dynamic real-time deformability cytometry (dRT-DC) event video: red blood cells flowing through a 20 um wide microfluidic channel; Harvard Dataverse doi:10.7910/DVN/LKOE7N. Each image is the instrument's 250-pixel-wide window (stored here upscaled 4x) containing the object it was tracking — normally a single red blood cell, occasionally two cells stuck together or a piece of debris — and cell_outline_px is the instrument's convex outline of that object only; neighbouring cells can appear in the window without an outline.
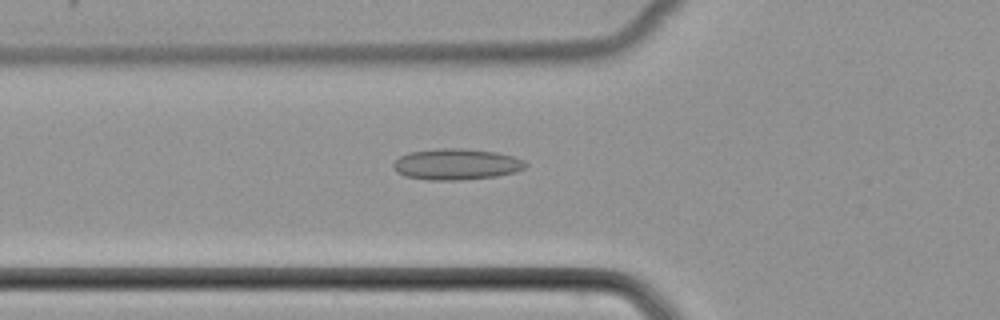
{"species": "common noctule bat (a hibernating species)", "species_latin": "Nyctalus noctula", "temperature_condition": "cold", "stored_images_in_passage": 37, "camera_frame_rate_fps": 3000, "um_per_image_px": 0.085, "animal": {"sex": "female", "body_mass_g": 22.7, "forearm_length_mm": 54.2}, "frame": {"image": 1, "passage_image": 6, "time_ms": 1.667, "image_size_px": [1000, 320], "cell_outline_px": [[528, 164], [524, 168], [516, 172], [496, 176], [460, 180], [428, 180], [404, 176], [396, 172], [392, 168], [392, 164], [400, 156], [408, 152], [436, 148], [464, 148], [496, 152], [512, 156], [524, 160]], "centroid_in_image_um": [38.76, 13.96], "position_along_channel_um": 87.0, "area_um2": 24.22}}
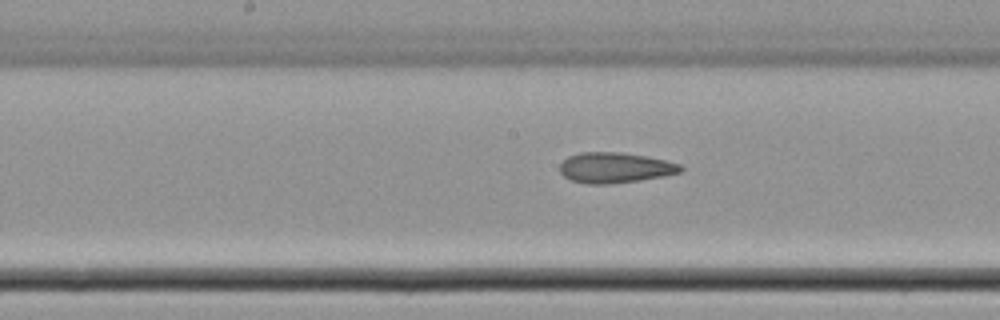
{"frame": {"image": 2, "passage_image": 14, "time_ms": 4.333, "image_size_px": [1000, 320], "cell_outline_px": [[684, 168], [680, 172], [664, 176], [640, 180], [608, 184], [588, 184], [572, 180], [564, 176], [560, 172], [560, 164], [568, 156], [580, 152], [620, 152], [644, 156], [664, 160], [680, 164]], "centroid_in_image_um": [52.26, 14.25], "position_along_channel_um": 195.9, "area_um2": 21.33}}
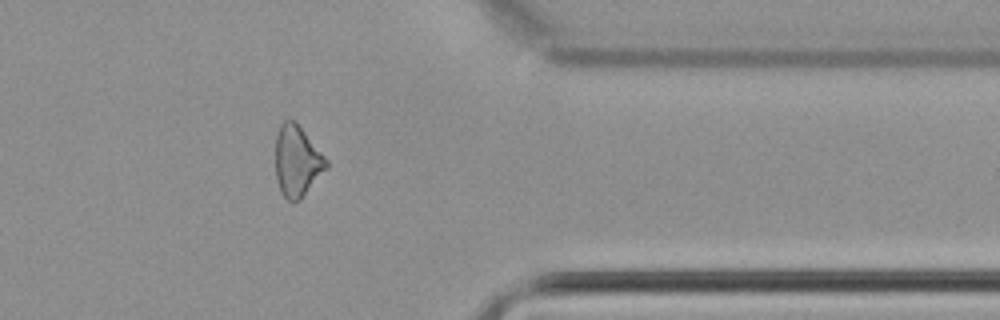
{"frame": {"image": 3, "passage_image": 29, "time_ms": 9.333, "image_size_px": [1000, 320], "cell_outline_px": [[328, 168], [300, 200], [288, 200], [280, 192], [276, 180], [276, 136], [280, 124], [284, 120], [292, 120], [304, 132], [328, 160]], "centroid_in_image_um": [25.25, 13.72], "position_along_channel_um": 386.2, "area_um2": 20.81}}